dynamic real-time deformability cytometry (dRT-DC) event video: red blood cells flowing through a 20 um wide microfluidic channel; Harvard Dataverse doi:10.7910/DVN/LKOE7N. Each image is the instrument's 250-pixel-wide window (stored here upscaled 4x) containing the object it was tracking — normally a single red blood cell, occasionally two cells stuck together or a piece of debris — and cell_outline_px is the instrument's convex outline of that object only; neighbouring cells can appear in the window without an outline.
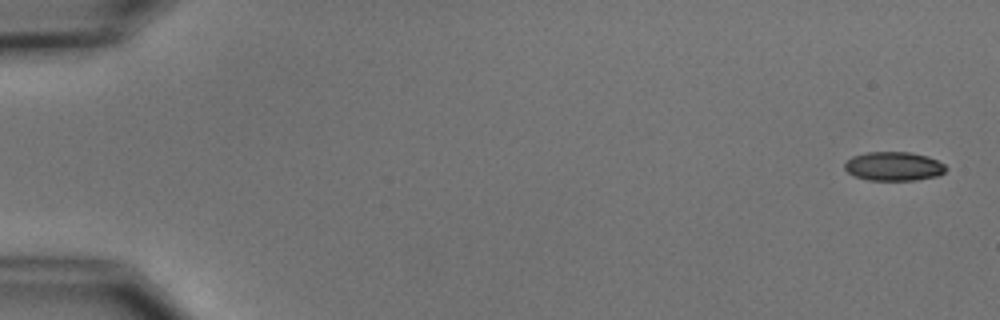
{"species": "common noctule bat (a hibernating species)", "species_latin": "Nyctalus noctula", "temperature_condition": "cold", "stored_images_in_passage": 8, "camera_frame_rate_fps": 3000, "um_per_image_px": 0.085, "animal": {"sex": "male", "body_mass_g": 15.6}, "frame": {"image": 1, "passage_image": 1, "time_ms": 0.0, "image_size_px": [1000, 320], "cell_outline_px": [[948, 168], [940, 176], [916, 180], [868, 180], [856, 176], [848, 172], [844, 168], [844, 164], [852, 156], [868, 152], [908, 152], [928, 156], [944, 164]], "centroid_in_image_um": [75.99, 14.14], "position_along_channel_um": 9.0, "area_um2": 17.11}}
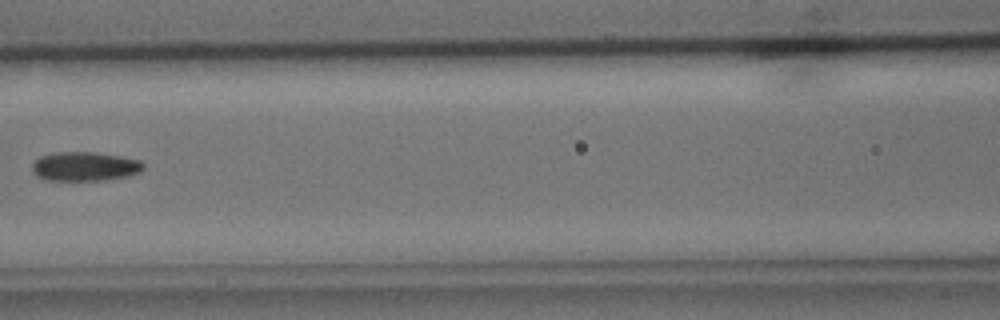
{"frame": {"image": 2, "passage_image": 7, "time_ms": 8.0, "image_size_px": [1000, 320], "cell_outline_px": [[144, 168], [140, 172], [128, 176], [104, 180], [48, 180], [36, 176], [32, 172], [32, 164], [40, 156], [56, 152], [96, 152], [120, 156], [140, 160], [144, 164]], "centroid_in_image_um": [7.21, 14.14], "position_along_channel_um": 159.4, "area_um2": 18.96}}
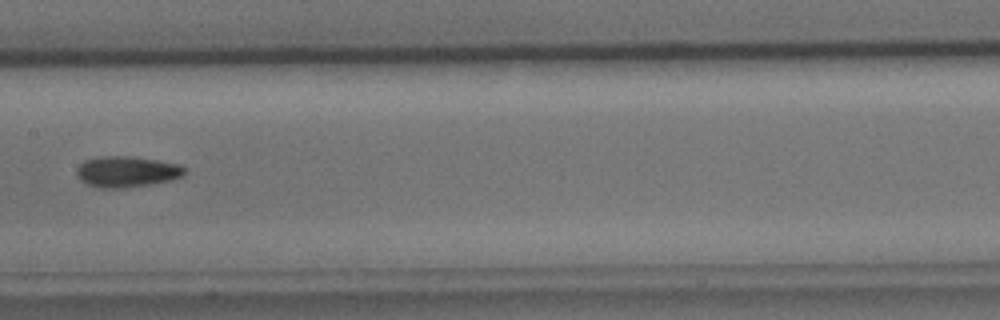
{"frame": {"image": 3, "passage_image": 8, "time_ms": 9.0, "image_size_px": [1000, 320], "cell_outline_px": [[184, 172], [180, 176], [168, 180], [152, 184], [120, 188], [100, 188], [88, 184], [80, 180], [76, 176], [76, 168], [84, 160], [96, 156], [128, 156], [156, 160], [180, 164], [184, 168]], "centroid_in_image_um": [10.7, 14.58], "position_along_channel_um": 196.7, "area_um2": 19.36}}